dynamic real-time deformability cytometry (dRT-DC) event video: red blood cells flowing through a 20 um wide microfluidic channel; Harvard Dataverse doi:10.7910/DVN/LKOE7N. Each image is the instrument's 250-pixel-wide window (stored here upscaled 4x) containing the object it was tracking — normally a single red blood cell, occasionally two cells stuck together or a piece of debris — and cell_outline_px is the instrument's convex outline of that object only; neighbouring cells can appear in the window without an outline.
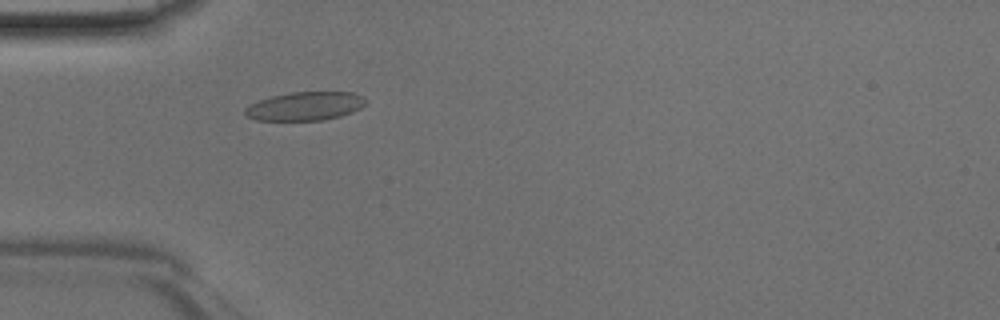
{"species": "Egyptian fruit bat (a non-hibernating species)", "species_latin": "Rousettus aegyptiacus", "temperature_condition": "room temperature", "stored_images_in_passage": 46, "camera_frame_rate_fps": 3000, "um_per_image_px": 0.085, "animal": {"sex": "male"}, "frame": {"image": 1, "passage_image": 14, "time_ms": 4.333, "image_size_px": [1000, 320], "cell_outline_px": [[368, 100], [360, 108], [352, 112], [340, 116], [324, 120], [256, 120], [244, 116], [244, 108], [260, 100], [272, 96], [292, 92], [352, 92], [364, 96]], "centroid_in_image_um": [25.95, 9.02], "position_along_channel_um": 59.1, "area_um2": 20.11}}
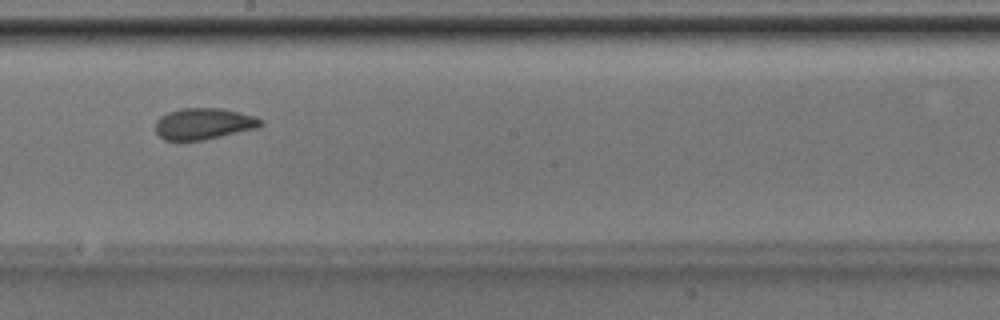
{"frame": {"image": 2, "passage_image": 26, "time_ms": 8.333, "image_size_px": [1000, 320], "cell_outline_px": [[264, 124], [260, 128], [204, 140], [164, 140], [156, 132], [156, 120], [160, 116], [168, 112], [180, 108], [220, 108], [240, 112], [256, 116], [264, 120]], "centroid_in_image_um": [17.37, 10.51], "position_along_channel_um": 230.8, "area_um2": 19.54}}
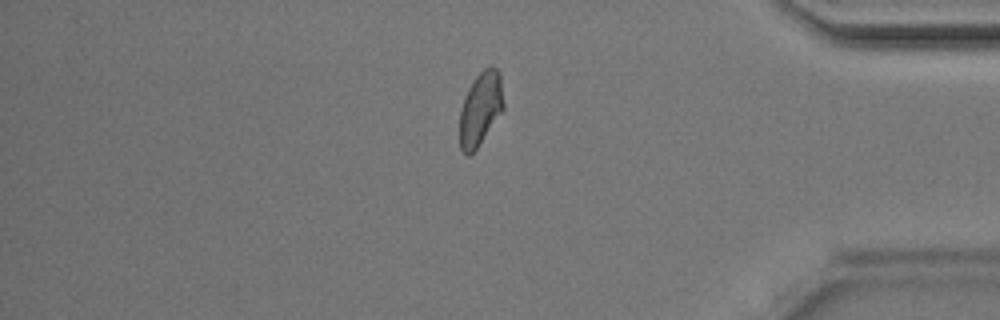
{"frame": {"image": 3, "passage_image": 39, "time_ms": 12.667, "image_size_px": [1000, 320], "cell_outline_px": [[504, 108], [476, 148], [468, 156], [460, 148], [460, 108], [468, 88], [476, 76], [488, 64], [492, 64], [500, 72], [504, 104]], "centroid_in_image_um": [40.85, 9.17], "position_along_channel_um": 394.4, "area_um2": 18.67}}